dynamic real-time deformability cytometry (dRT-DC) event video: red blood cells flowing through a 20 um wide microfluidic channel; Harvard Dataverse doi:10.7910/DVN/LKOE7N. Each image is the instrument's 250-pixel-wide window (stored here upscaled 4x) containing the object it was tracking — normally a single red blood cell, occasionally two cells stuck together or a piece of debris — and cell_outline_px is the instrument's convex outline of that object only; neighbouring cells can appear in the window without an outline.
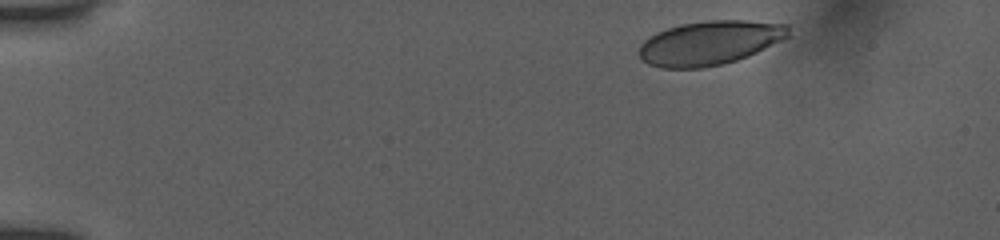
{"species": "human", "species_latin": "Homo sapiens", "temperature_condition": "room temperature", "stored_images_in_passage": 7, "segment_of_instrument_passage": [1, 2], "camera_frame_rate_fps": 3000, "um_per_image_px": 0.085, "donor": {"sex": "female"}, "frame": {"image": 1, "passage_image": 1, "time_ms": 0.0, "image_size_px": [1000, 240], "cell_outline_px": [[788, 36], [748, 56], [724, 64], [700, 68], [660, 68], [648, 64], [636, 52], [640, 44], [644, 40], [668, 28], [680, 24], [708, 20], [744, 20], [788, 24]], "centroid_in_image_um": [60.28, 3.65], "position_along_channel_um": 24.7, "area_um2": 38.15}}
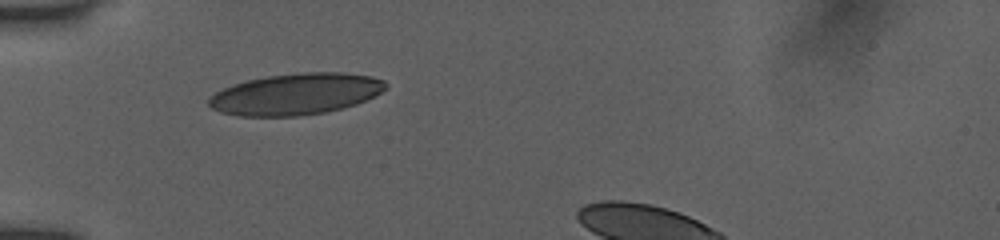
{"frame": {"image": 2, "passage_image": 5, "time_ms": 1.333, "image_size_px": [1000, 240], "cell_outline_px": [[388, 88], [356, 104], [324, 112], [300, 116], [240, 116], [220, 112], [212, 108], [208, 104], [208, 100], [216, 92], [224, 88], [248, 80], [268, 76], [300, 72], [344, 72], [372, 76], [384, 80], [388, 84]], "centroid_in_image_um": [25.16, 7.99], "position_along_channel_um": 59.8, "area_um2": 42.43}}